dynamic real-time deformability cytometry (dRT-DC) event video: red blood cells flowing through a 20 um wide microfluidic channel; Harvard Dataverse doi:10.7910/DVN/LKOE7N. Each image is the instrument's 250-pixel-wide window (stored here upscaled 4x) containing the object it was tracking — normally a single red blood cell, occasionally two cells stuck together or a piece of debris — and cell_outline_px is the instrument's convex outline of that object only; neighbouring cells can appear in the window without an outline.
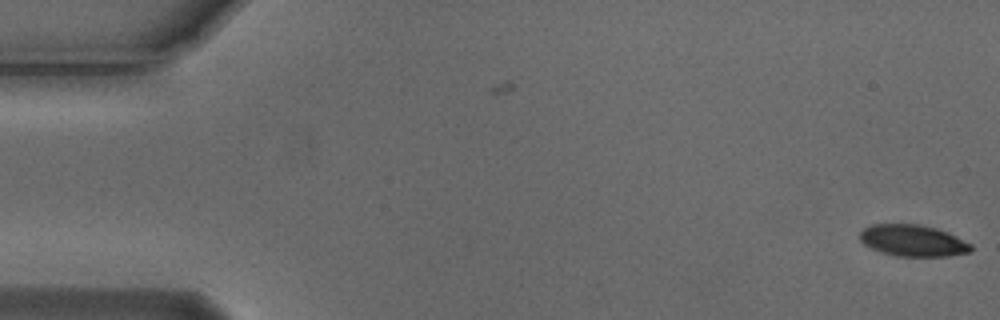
{"species": "Egyptian fruit bat (a non-hibernating species)", "species_latin": "Rousettus aegyptiacus", "temperature_condition": "cold", "stored_images_in_passage": 6, "camera_frame_rate_fps": 3000, "um_per_image_px": 0.085, "animal": {"sex": "male"}, "frame": {"image": 1, "passage_image": 6, "time_ms": 1.667, "image_size_px": [1000, 320], "cell_outline_px": [[972, 252], [948, 256], [896, 256], [872, 248], [864, 244], [860, 240], [860, 232], [864, 228], [872, 224], [920, 224], [936, 228], [948, 232], [972, 244]], "centroid_in_image_um": [77.63, 20.44], "position_along_channel_um": 7.4, "area_um2": 20.4}}